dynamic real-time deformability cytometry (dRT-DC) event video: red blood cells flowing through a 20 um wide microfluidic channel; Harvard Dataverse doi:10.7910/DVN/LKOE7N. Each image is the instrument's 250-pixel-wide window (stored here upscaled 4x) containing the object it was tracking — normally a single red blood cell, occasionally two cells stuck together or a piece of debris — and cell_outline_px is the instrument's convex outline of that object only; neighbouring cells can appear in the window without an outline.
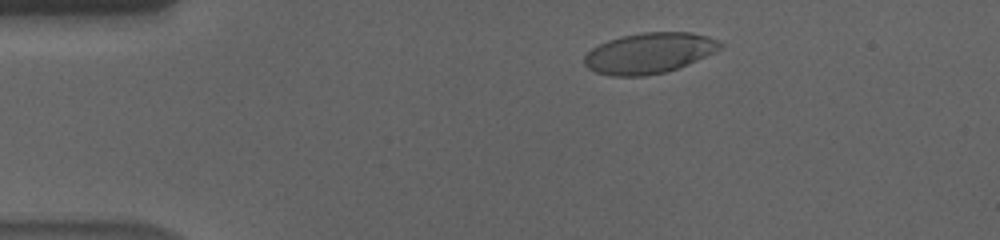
{"species": "human", "species_latin": "Homo sapiens", "temperature_condition": "cold", "stored_images_in_passage": 54, "camera_frame_rate_fps": 3000, "um_per_image_px": 0.085, "donor": {"sex": "male"}, "frame": {"image": 1, "passage_image": 7, "time_ms": 2.0, "image_size_px": [1000, 240], "cell_outline_px": [[724, 44], [720, 48], [688, 64], [664, 72], [644, 76], [612, 76], [596, 72], [588, 68], [584, 64], [584, 56], [592, 48], [608, 40], [620, 36], [640, 32], [692, 32], [708, 36]], "centroid_in_image_um": [55.14, 4.5], "position_along_channel_um": 29.9, "area_um2": 31.96}}
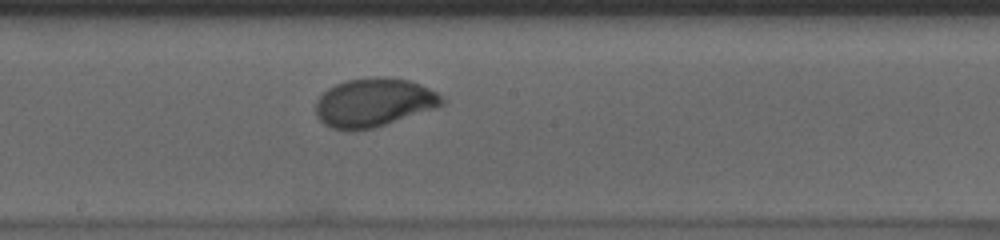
{"frame": {"image": 2, "passage_image": 28, "time_ms": 9.0, "image_size_px": [1000, 240], "cell_outline_px": [[444, 104], [436, 108], [372, 128], [352, 132], [348, 132], [332, 128], [324, 124], [316, 116], [316, 100], [328, 88], [344, 80], [376, 76], [384, 76], [408, 80], [420, 84], [436, 92], [444, 100]], "centroid_in_image_um": [31.74, 8.72], "position_along_channel_um": 216.5, "area_um2": 35.89}}
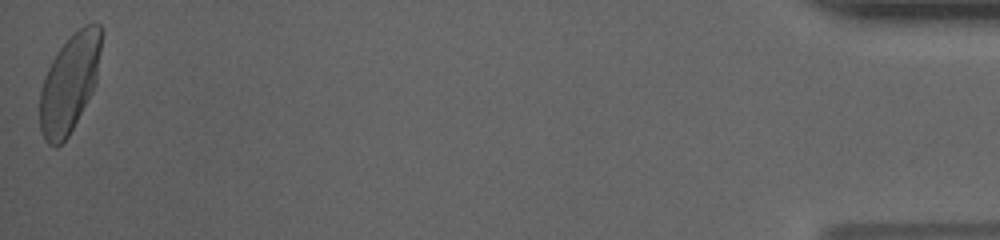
{"frame": {"image": 3, "passage_image": 54, "time_ms": 17.667, "image_size_px": [1000, 240], "cell_outline_px": [[104, 32], [96, 84], [92, 92], [68, 136], [56, 148], [48, 144], [44, 140], [40, 132], [40, 88], [44, 76], [52, 60], [60, 48], [84, 24], [100, 24]], "centroid_in_image_um": [5.92, 7.07], "position_along_channel_um": 429.3, "area_um2": 35.2}, "authors_computed_cell_mechanics": {"area_um2": 34.0153, "velocity_mm_per_s": 3.5332, "shape_relaxation_time_tau1_ms": 2.7369, "shape_relaxation_time_tau2_ms": null, "deformation_change_tau1": 0.1422, "deformation_change_tau2": null}}